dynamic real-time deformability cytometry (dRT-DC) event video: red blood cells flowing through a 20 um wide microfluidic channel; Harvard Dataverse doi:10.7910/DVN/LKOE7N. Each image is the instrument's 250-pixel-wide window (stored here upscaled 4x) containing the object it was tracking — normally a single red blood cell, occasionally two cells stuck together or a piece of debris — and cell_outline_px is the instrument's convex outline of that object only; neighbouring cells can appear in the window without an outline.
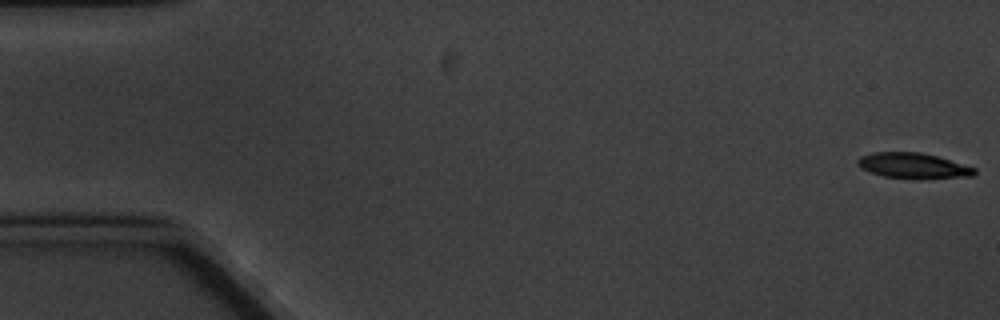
{"species": "common noctule bat (a hibernating species)", "species_latin": "Nyctalus noctula", "temperature_condition": "cold", "stored_images_in_passage": 7, "camera_frame_rate_fps": 3000, "um_per_image_px": 0.085, "animal": {"sex": "male", "body_mass_g": 20.1, "forearm_length_mm": 53.5}, "frame": {"image": 1, "passage_image": 1, "time_ms": 0.0, "image_size_px": [1000, 320], "cell_outline_px": [[976, 172], [972, 176], [920, 180], [912, 180], [884, 176], [868, 172], [860, 168], [856, 164], [856, 160], [860, 156], [872, 152], [920, 152], [936, 156], [976, 168]], "centroid_in_image_um": [77.58, 14.11], "position_along_channel_um": 7.4, "area_um2": 17.8}}
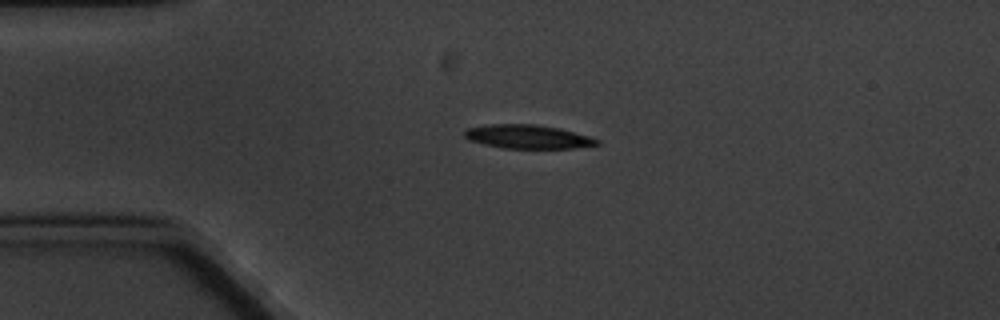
{"frame": {"image": 2, "passage_image": 5, "time_ms": 4.333, "image_size_px": [1000, 320], "cell_outline_px": [[600, 144], [576, 148], [504, 148], [484, 144], [468, 140], [464, 136], [464, 132], [468, 128], [488, 124], [536, 124], [560, 128], [588, 136], [600, 140]], "centroid_in_image_um": [44.86, 11.61], "position_along_channel_um": 40.1, "area_um2": 18.32}}